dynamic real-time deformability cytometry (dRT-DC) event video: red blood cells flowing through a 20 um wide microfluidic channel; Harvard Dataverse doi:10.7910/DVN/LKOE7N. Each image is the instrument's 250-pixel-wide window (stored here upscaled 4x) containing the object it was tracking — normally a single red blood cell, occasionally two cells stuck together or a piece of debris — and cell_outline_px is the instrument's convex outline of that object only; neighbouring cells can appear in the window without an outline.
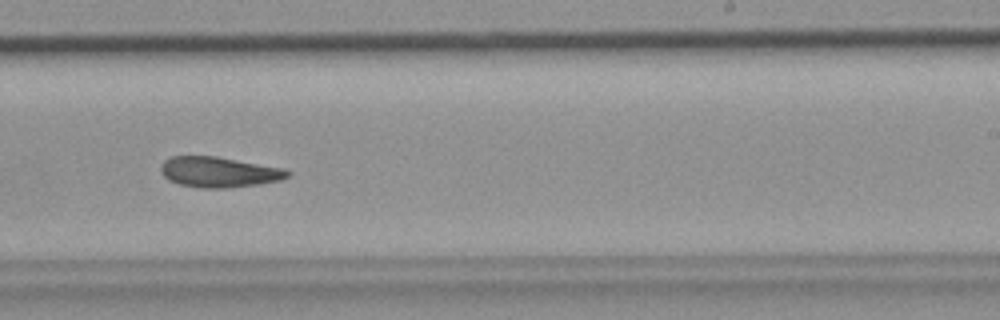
{"species": "common noctule bat (a hibernating species)", "species_latin": "Nyctalus noctula", "temperature_condition": "room temperature", "stored_images_in_passage": 28, "camera_frame_rate_fps": 3000, "um_per_image_px": 0.085, "animal": {"sex": "female", "body_mass_g": 19.9}, "frame": {"image": 1, "passage_image": 20, "time_ms": 6.333, "image_size_px": [1000, 320], "cell_outline_px": [[292, 172], [288, 176], [280, 180], [256, 184], [224, 188], [200, 188], [180, 184], [168, 180], [160, 172], [160, 168], [164, 160], [172, 156], [216, 156], [284, 168]], "centroid_in_image_um": [18.59, 14.62], "position_along_channel_um": 270.4, "area_um2": 22.43}}